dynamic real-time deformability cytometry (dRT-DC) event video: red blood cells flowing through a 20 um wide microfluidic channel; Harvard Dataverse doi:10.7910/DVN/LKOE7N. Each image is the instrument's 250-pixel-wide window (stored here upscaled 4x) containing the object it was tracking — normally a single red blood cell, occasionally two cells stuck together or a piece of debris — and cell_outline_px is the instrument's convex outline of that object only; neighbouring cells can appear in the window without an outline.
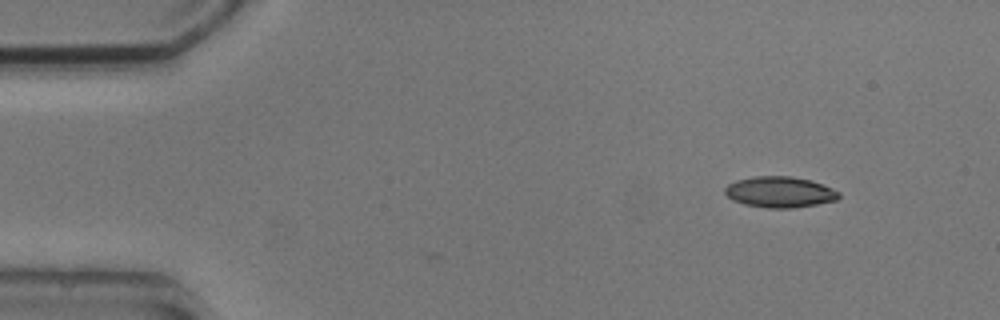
{"species": "common noctule bat (a hibernating species)", "species_latin": "Nyctalus noctula", "temperature_condition": "cold", "stored_images_in_passage": 5, "segment_of_instrument_passage": [2, 2], "camera_frame_rate_fps": 3000, "um_per_image_px": 0.085, "animal": {"sex": "male", "body_mass_g": 20.5, "forearm_length_mm": 52.5}, "frame": {"image": 1, "passage_image": 5, "time_ms": 5.667, "image_size_px": [1000, 320], "cell_outline_px": [[840, 196], [836, 200], [816, 204], [792, 208], [768, 208], [744, 204], [732, 200], [724, 192], [724, 188], [728, 184], [736, 180], [756, 176], [792, 176], [812, 180], [832, 188], [840, 192]], "centroid_in_image_um": [66.28, 16.32], "position_along_channel_um": 18.7, "area_um2": 20.58}}